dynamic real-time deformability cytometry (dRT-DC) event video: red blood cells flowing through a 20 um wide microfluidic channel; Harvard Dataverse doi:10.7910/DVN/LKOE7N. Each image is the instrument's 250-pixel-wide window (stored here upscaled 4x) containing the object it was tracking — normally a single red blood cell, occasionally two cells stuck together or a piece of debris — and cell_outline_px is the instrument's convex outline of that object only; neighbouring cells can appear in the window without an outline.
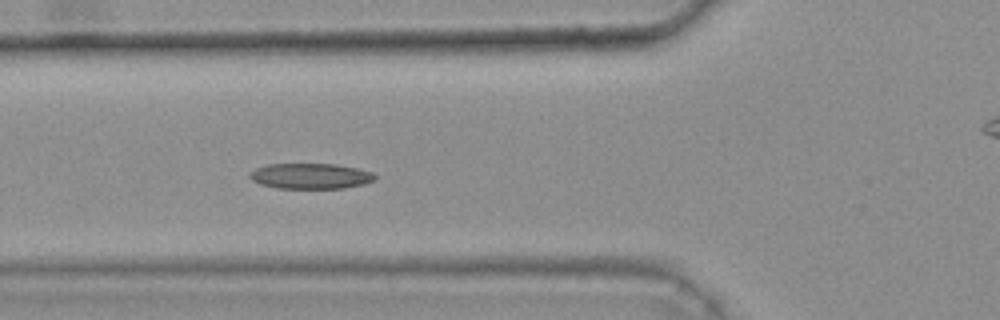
{"species": "common noctule bat (a hibernating species)", "species_latin": "Nyctalus noctula", "temperature_condition": "warm", "stored_images_in_passage": 46, "camera_frame_rate_fps": 3000, "um_per_image_px": 0.085, "animal": {"sex": "female", "body_mass_g": 25.1}, "frame": {"image": 1, "passage_image": 20, "time_ms": 6.333, "image_size_px": [1000, 320], "cell_outline_px": [[376, 180], [364, 184], [344, 188], [276, 188], [260, 184], [252, 180], [248, 176], [248, 172], [256, 168], [268, 164], [336, 164], [356, 168], [372, 172], [376, 176]], "centroid_in_image_um": [26.38, 14.96], "position_along_channel_um": 99.4, "area_um2": 18.73}, "authors_computed_cell_mechanics": {"area_um2": 19.1029, "velocity_mm_per_s": 3.7196, "shape_relaxation_time_tau1_ms": 10.6398, "shape_relaxation_time_tau2_ms": 2.6926, "deformation_change_tau1": 0.1873, "deformation_change_tau2": 0.0868}}